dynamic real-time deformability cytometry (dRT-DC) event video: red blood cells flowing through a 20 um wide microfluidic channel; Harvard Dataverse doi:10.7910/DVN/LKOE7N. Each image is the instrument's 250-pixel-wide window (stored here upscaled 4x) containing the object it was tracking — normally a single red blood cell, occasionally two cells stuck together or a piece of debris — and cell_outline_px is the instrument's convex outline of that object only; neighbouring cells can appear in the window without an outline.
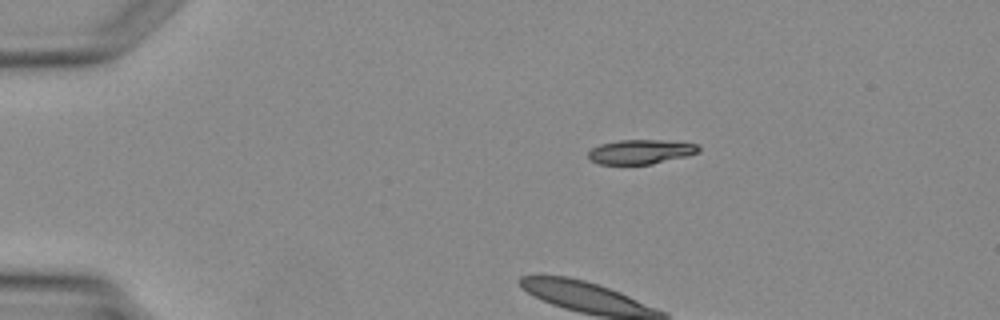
{"species": "Egyptian fruit bat (a non-hibernating species)", "species_latin": "Rousettus aegyptiacus", "temperature_condition": "warm", "stored_images_in_passage": 2, "camera_frame_rate_fps": 3000, "um_per_image_px": 0.085, "animal": {"sex": "female"}, "frame": {"image": 1, "passage_image": 1, "time_ms": 0.0, "image_size_px": [1000, 320], "cell_outline_px": [[700, 152], [652, 164], [600, 164], [592, 160], [588, 156], [588, 152], [592, 148], [600, 144], [620, 140], [660, 140], [700, 144]], "centroid_in_image_um": [54.47, 12.89], "position_along_channel_um": 30.5, "area_um2": 15.55}}